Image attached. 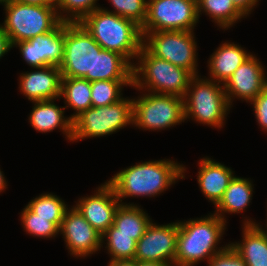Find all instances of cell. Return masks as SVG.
Here are the masks:
<instances>
[{
  "mask_svg": "<svg viewBox=\"0 0 267 266\" xmlns=\"http://www.w3.org/2000/svg\"><path fill=\"white\" fill-rule=\"evenodd\" d=\"M186 167L171 159L137 163L118 171L107 182L121 204L127 197H156L185 178Z\"/></svg>",
  "mask_w": 267,
  "mask_h": 266,
  "instance_id": "1",
  "label": "cell"
},
{
  "mask_svg": "<svg viewBox=\"0 0 267 266\" xmlns=\"http://www.w3.org/2000/svg\"><path fill=\"white\" fill-rule=\"evenodd\" d=\"M226 223L212 213L201 218L178 221L177 250L174 266H195L225 250L230 244L218 247Z\"/></svg>",
  "mask_w": 267,
  "mask_h": 266,
  "instance_id": "2",
  "label": "cell"
},
{
  "mask_svg": "<svg viewBox=\"0 0 267 266\" xmlns=\"http://www.w3.org/2000/svg\"><path fill=\"white\" fill-rule=\"evenodd\" d=\"M80 23L102 49L117 52L134 65V59H137L142 46L143 36L140 26L133 20L108 12L101 7L89 13Z\"/></svg>",
  "mask_w": 267,
  "mask_h": 266,
  "instance_id": "3",
  "label": "cell"
},
{
  "mask_svg": "<svg viewBox=\"0 0 267 266\" xmlns=\"http://www.w3.org/2000/svg\"><path fill=\"white\" fill-rule=\"evenodd\" d=\"M133 65V87L155 94L184 97L193 75L152 55L143 45Z\"/></svg>",
  "mask_w": 267,
  "mask_h": 266,
  "instance_id": "4",
  "label": "cell"
},
{
  "mask_svg": "<svg viewBox=\"0 0 267 266\" xmlns=\"http://www.w3.org/2000/svg\"><path fill=\"white\" fill-rule=\"evenodd\" d=\"M184 119L196 121L214 128H223L231 107L223 84L208 77L195 75L183 97Z\"/></svg>",
  "mask_w": 267,
  "mask_h": 266,
  "instance_id": "5",
  "label": "cell"
},
{
  "mask_svg": "<svg viewBox=\"0 0 267 266\" xmlns=\"http://www.w3.org/2000/svg\"><path fill=\"white\" fill-rule=\"evenodd\" d=\"M5 19L2 23L11 44L27 41L53 30L60 22L55 6H35L4 0Z\"/></svg>",
  "mask_w": 267,
  "mask_h": 266,
  "instance_id": "6",
  "label": "cell"
},
{
  "mask_svg": "<svg viewBox=\"0 0 267 266\" xmlns=\"http://www.w3.org/2000/svg\"><path fill=\"white\" fill-rule=\"evenodd\" d=\"M132 118L133 98L123 97L111 105L90 107L73 119L72 142L116 133L131 126Z\"/></svg>",
  "mask_w": 267,
  "mask_h": 266,
  "instance_id": "7",
  "label": "cell"
},
{
  "mask_svg": "<svg viewBox=\"0 0 267 266\" xmlns=\"http://www.w3.org/2000/svg\"><path fill=\"white\" fill-rule=\"evenodd\" d=\"M141 95L133 98L134 127L160 131L185 122L182 97L145 91Z\"/></svg>",
  "mask_w": 267,
  "mask_h": 266,
  "instance_id": "8",
  "label": "cell"
},
{
  "mask_svg": "<svg viewBox=\"0 0 267 266\" xmlns=\"http://www.w3.org/2000/svg\"><path fill=\"white\" fill-rule=\"evenodd\" d=\"M101 50L102 47L81 23L65 22L64 57L59 66L61 76L93 82L95 55Z\"/></svg>",
  "mask_w": 267,
  "mask_h": 266,
  "instance_id": "9",
  "label": "cell"
},
{
  "mask_svg": "<svg viewBox=\"0 0 267 266\" xmlns=\"http://www.w3.org/2000/svg\"><path fill=\"white\" fill-rule=\"evenodd\" d=\"M193 31H157L143 35L142 45L154 56L198 75L197 41Z\"/></svg>",
  "mask_w": 267,
  "mask_h": 266,
  "instance_id": "10",
  "label": "cell"
},
{
  "mask_svg": "<svg viewBox=\"0 0 267 266\" xmlns=\"http://www.w3.org/2000/svg\"><path fill=\"white\" fill-rule=\"evenodd\" d=\"M199 22L197 0H148L142 36L157 31H194Z\"/></svg>",
  "mask_w": 267,
  "mask_h": 266,
  "instance_id": "11",
  "label": "cell"
},
{
  "mask_svg": "<svg viewBox=\"0 0 267 266\" xmlns=\"http://www.w3.org/2000/svg\"><path fill=\"white\" fill-rule=\"evenodd\" d=\"M178 222L156 224L151 222L136 245L135 260L160 262L174 266L177 250Z\"/></svg>",
  "mask_w": 267,
  "mask_h": 266,
  "instance_id": "12",
  "label": "cell"
},
{
  "mask_svg": "<svg viewBox=\"0 0 267 266\" xmlns=\"http://www.w3.org/2000/svg\"><path fill=\"white\" fill-rule=\"evenodd\" d=\"M65 22L61 21L53 30L39 34L27 41L13 43L18 47L23 60L31 68L59 67L64 57Z\"/></svg>",
  "mask_w": 267,
  "mask_h": 266,
  "instance_id": "13",
  "label": "cell"
},
{
  "mask_svg": "<svg viewBox=\"0 0 267 266\" xmlns=\"http://www.w3.org/2000/svg\"><path fill=\"white\" fill-rule=\"evenodd\" d=\"M59 234L73 257H87L103 248L102 234L94 229L73 206L65 211Z\"/></svg>",
  "mask_w": 267,
  "mask_h": 266,
  "instance_id": "14",
  "label": "cell"
},
{
  "mask_svg": "<svg viewBox=\"0 0 267 266\" xmlns=\"http://www.w3.org/2000/svg\"><path fill=\"white\" fill-rule=\"evenodd\" d=\"M265 72L254 54L247 58L223 85L229 106L235 98L250 103L267 86Z\"/></svg>",
  "mask_w": 267,
  "mask_h": 266,
  "instance_id": "15",
  "label": "cell"
},
{
  "mask_svg": "<svg viewBox=\"0 0 267 266\" xmlns=\"http://www.w3.org/2000/svg\"><path fill=\"white\" fill-rule=\"evenodd\" d=\"M120 204L113 187L106 181L96 188L93 195L79 198L73 206L94 229L103 234L113 225Z\"/></svg>",
  "mask_w": 267,
  "mask_h": 266,
  "instance_id": "16",
  "label": "cell"
},
{
  "mask_svg": "<svg viewBox=\"0 0 267 266\" xmlns=\"http://www.w3.org/2000/svg\"><path fill=\"white\" fill-rule=\"evenodd\" d=\"M21 73L19 90L32 102L60 99L61 70L57 66L35 68Z\"/></svg>",
  "mask_w": 267,
  "mask_h": 266,
  "instance_id": "17",
  "label": "cell"
},
{
  "mask_svg": "<svg viewBox=\"0 0 267 266\" xmlns=\"http://www.w3.org/2000/svg\"><path fill=\"white\" fill-rule=\"evenodd\" d=\"M197 181L200 190L214 206L222 199L225 190L234 177V171L209 157L200 159Z\"/></svg>",
  "mask_w": 267,
  "mask_h": 266,
  "instance_id": "18",
  "label": "cell"
},
{
  "mask_svg": "<svg viewBox=\"0 0 267 266\" xmlns=\"http://www.w3.org/2000/svg\"><path fill=\"white\" fill-rule=\"evenodd\" d=\"M56 100L32 102L34 104L28 117L31 126L38 132L47 133L60 129L65 137L72 141L73 119L64 116L65 107H59Z\"/></svg>",
  "mask_w": 267,
  "mask_h": 266,
  "instance_id": "19",
  "label": "cell"
},
{
  "mask_svg": "<svg viewBox=\"0 0 267 266\" xmlns=\"http://www.w3.org/2000/svg\"><path fill=\"white\" fill-rule=\"evenodd\" d=\"M252 219H244L242 241L230 245L247 266H267V235Z\"/></svg>",
  "mask_w": 267,
  "mask_h": 266,
  "instance_id": "20",
  "label": "cell"
},
{
  "mask_svg": "<svg viewBox=\"0 0 267 266\" xmlns=\"http://www.w3.org/2000/svg\"><path fill=\"white\" fill-rule=\"evenodd\" d=\"M253 53L233 42H224L208 60L209 79L225 84L234 71Z\"/></svg>",
  "mask_w": 267,
  "mask_h": 266,
  "instance_id": "21",
  "label": "cell"
},
{
  "mask_svg": "<svg viewBox=\"0 0 267 266\" xmlns=\"http://www.w3.org/2000/svg\"><path fill=\"white\" fill-rule=\"evenodd\" d=\"M253 186L249 178L236 177L235 175L225 190L222 199L215 206L214 213L224 222H227L224 213L238 214L244 212L252 200Z\"/></svg>",
  "mask_w": 267,
  "mask_h": 266,
  "instance_id": "22",
  "label": "cell"
},
{
  "mask_svg": "<svg viewBox=\"0 0 267 266\" xmlns=\"http://www.w3.org/2000/svg\"><path fill=\"white\" fill-rule=\"evenodd\" d=\"M133 80V65L121 54L102 49L96 52L94 81Z\"/></svg>",
  "mask_w": 267,
  "mask_h": 266,
  "instance_id": "23",
  "label": "cell"
},
{
  "mask_svg": "<svg viewBox=\"0 0 267 266\" xmlns=\"http://www.w3.org/2000/svg\"><path fill=\"white\" fill-rule=\"evenodd\" d=\"M61 98H64L65 109L70 107L76 111L70 115L74 119L82 111L92 107L91 82L84 78L62 77Z\"/></svg>",
  "mask_w": 267,
  "mask_h": 266,
  "instance_id": "24",
  "label": "cell"
},
{
  "mask_svg": "<svg viewBox=\"0 0 267 266\" xmlns=\"http://www.w3.org/2000/svg\"><path fill=\"white\" fill-rule=\"evenodd\" d=\"M152 219L139 205L120 204L116 210L113 226L115 234L143 235Z\"/></svg>",
  "mask_w": 267,
  "mask_h": 266,
  "instance_id": "25",
  "label": "cell"
},
{
  "mask_svg": "<svg viewBox=\"0 0 267 266\" xmlns=\"http://www.w3.org/2000/svg\"><path fill=\"white\" fill-rule=\"evenodd\" d=\"M198 17L205 13L223 30L233 27L240 19L246 18L232 0H197Z\"/></svg>",
  "mask_w": 267,
  "mask_h": 266,
  "instance_id": "26",
  "label": "cell"
},
{
  "mask_svg": "<svg viewBox=\"0 0 267 266\" xmlns=\"http://www.w3.org/2000/svg\"><path fill=\"white\" fill-rule=\"evenodd\" d=\"M142 235L115 234V227L111 225L102 234V243L106 244L110 261L134 259L137 241ZM106 241V242H104Z\"/></svg>",
  "mask_w": 267,
  "mask_h": 266,
  "instance_id": "27",
  "label": "cell"
},
{
  "mask_svg": "<svg viewBox=\"0 0 267 266\" xmlns=\"http://www.w3.org/2000/svg\"><path fill=\"white\" fill-rule=\"evenodd\" d=\"M133 87V80H98L91 82L92 107L114 104L123 97V87Z\"/></svg>",
  "mask_w": 267,
  "mask_h": 266,
  "instance_id": "28",
  "label": "cell"
},
{
  "mask_svg": "<svg viewBox=\"0 0 267 266\" xmlns=\"http://www.w3.org/2000/svg\"><path fill=\"white\" fill-rule=\"evenodd\" d=\"M22 226L27 234L40 238H54L59 234L63 218L37 217L27 206L20 215Z\"/></svg>",
  "mask_w": 267,
  "mask_h": 266,
  "instance_id": "29",
  "label": "cell"
},
{
  "mask_svg": "<svg viewBox=\"0 0 267 266\" xmlns=\"http://www.w3.org/2000/svg\"><path fill=\"white\" fill-rule=\"evenodd\" d=\"M37 217L63 218L68 205L55 194L43 193L26 205Z\"/></svg>",
  "mask_w": 267,
  "mask_h": 266,
  "instance_id": "30",
  "label": "cell"
},
{
  "mask_svg": "<svg viewBox=\"0 0 267 266\" xmlns=\"http://www.w3.org/2000/svg\"><path fill=\"white\" fill-rule=\"evenodd\" d=\"M98 0H60L55 6L61 21L80 23L89 13L101 8ZM99 6V7H98Z\"/></svg>",
  "mask_w": 267,
  "mask_h": 266,
  "instance_id": "31",
  "label": "cell"
},
{
  "mask_svg": "<svg viewBox=\"0 0 267 266\" xmlns=\"http://www.w3.org/2000/svg\"><path fill=\"white\" fill-rule=\"evenodd\" d=\"M114 10H107L118 16L133 20L140 27L143 25L147 15L148 0H108Z\"/></svg>",
  "mask_w": 267,
  "mask_h": 266,
  "instance_id": "32",
  "label": "cell"
},
{
  "mask_svg": "<svg viewBox=\"0 0 267 266\" xmlns=\"http://www.w3.org/2000/svg\"><path fill=\"white\" fill-rule=\"evenodd\" d=\"M207 264L208 266H247L231 245L213 256Z\"/></svg>",
  "mask_w": 267,
  "mask_h": 266,
  "instance_id": "33",
  "label": "cell"
},
{
  "mask_svg": "<svg viewBox=\"0 0 267 266\" xmlns=\"http://www.w3.org/2000/svg\"><path fill=\"white\" fill-rule=\"evenodd\" d=\"M261 129L267 132V86L250 102Z\"/></svg>",
  "mask_w": 267,
  "mask_h": 266,
  "instance_id": "34",
  "label": "cell"
},
{
  "mask_svg": "<svg viewBox=\"0 0 267 266\" xmlns=\"http://www.w3.org/2000/svg\"><path fill=\"white\" fill-rule=\"evenodd\" d=\"M236 8L245 16H249L255 6L258 5L259 0H232Z\"/></svg>",
  "mask_w": 267,
  "mask_h": 266,
  "instance_id": "35",
  "label": "cell"
},
{
  "mask_svg": "<svg viewBox=\"0 0 267 266\" xmlns=\"http://www.w3.org/2000/svg\"><path fill=\"white\" fill-rule=\"evenodd\" d=\"M8 34L4 31L2 24H0V59L12 49Z\"/></svg>",
  "mask_w": 267,
  "mask_h": 266,
  "instance_id": "36",
  "label": "cell"
},
{
  "mask_svg": "<svg viewBox=\"0 0 267 266\" xmlns=\"http://www.w3.org/2000/svg\"><path fill=\"white\" fill-rule=\"evenodd\" d=\"M108 266H137L135 259L109 261Z\"/></svg>",
  "mask_w": 267,
  "mask_h": 266,
  "instance_id": "37",
  "label": "cell"
},
{
  "mask_svg": "<svg viewBox=\"0 0 267 266\" xmlns=\"http://www.w3.org/2000/svg\"><path fill=\"white\" fill-rule=\"evenodd\" d=\"M15 1L35 6H55L49 0H15Z\"/></svg>",
  "mask_w": 267,
  "mask_h": 266,
  "instance_id": "38",
  "label": "cell"
},
{
  "mask_svg": "<svg viewBox=\"0 0 267 266\" xmlns=\"http://www.w3.org/2000/svg\"><path fill=\"white\" fill-rule=\"evenodd\" d=\"M137 266H170L165 263H160V262H151V261H145V262H138L137 261Z\"/></svg>",
  "mask_w": 267,
  "mask_h": 266,
  "instance_id": "39",
  "label": "cell"
},
{
  "mask_svg": "<svg viewBox=\"0 0 267 266\" xmlns=\"http://www.w3.org/2000/svg\"><path fill=\"white\" fill-rule=\"evenodd\" d=\"M7 186H8V184H7V181H6L5 176L3 174V171H1V169H0V193L4 192L5 189H7Z\"/></svg>",
  "mask_w": 267,
  "mask_h": 266,
  "instance_id": "40",
  "label": "cell"
},
{
  "mask_svg": "<svg viewBox=\"0 0 267 266\" xmlns=\"http://www.w3.org/2000/svg\"><path fill=\"white\" fill-rule=\"evenodd\" d=\"M53 5H57L59 3L60 0H49Z\"/></svg>",
  "mask_w": 267,
  "mask_h": 266,
  "instance_id": "41",
  "label": "cell"
},
{
  "mask_svg": "<svg viewBox=\"0 0 267 266\" xmlns=\"http://www.w3.org/2000/svg\"><path fill=\"white\" fill-rule=\"evenodd\" d=\"M267 223V222H266ZM260 227H261V229H263V231L266 233V235H267V230H265V229H267V224H266V227L265 228H263L262 227V225H259Z\"/></svg>",
  "mask_w": 267,
  "mask_h": 266,
  "instance_id": "42",
  "label": "cell"
}]
</instances>
